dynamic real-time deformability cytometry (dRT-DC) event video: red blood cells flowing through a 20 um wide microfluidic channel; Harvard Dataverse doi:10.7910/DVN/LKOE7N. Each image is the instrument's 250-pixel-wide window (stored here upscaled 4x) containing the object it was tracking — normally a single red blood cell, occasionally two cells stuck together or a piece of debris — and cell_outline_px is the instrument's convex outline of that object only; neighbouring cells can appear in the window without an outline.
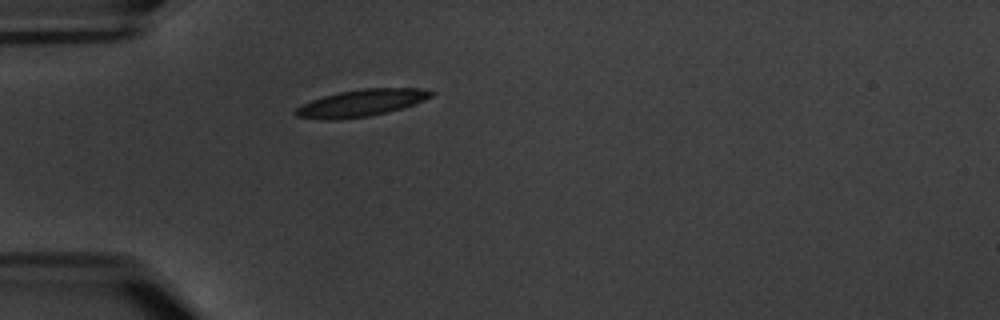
{"species": "common noctule bat (a hibernating species)", "species_latin": "Nyctalus noctula", "temperature_condition": "warm", "stored_images_in_passage": 1, "camera_frame_rate_fps": 3000, "um_per_image_px": 0.085, "animal": {"sex": "male", "body_mass_g": 20.1, "forearm_length_mm": 53.5}, "frame": {"image": 1, "passage_image": 1, "time_ms": 0.0, "image_size_px": [1000, 320], "cell_outline_px": [[436, 92], [432, 96], [412, 104], [400, 108], [368, 116], [336, 120], [324, 120], [296, 116], [292, 112], [300, 104], [324, 96], [340, 92], [364, 88], [420, 88]], "centroid_in_image_um": [30.64, 8.75], "position_along_channel_um": 54.4, "area_um2": 21.04}}